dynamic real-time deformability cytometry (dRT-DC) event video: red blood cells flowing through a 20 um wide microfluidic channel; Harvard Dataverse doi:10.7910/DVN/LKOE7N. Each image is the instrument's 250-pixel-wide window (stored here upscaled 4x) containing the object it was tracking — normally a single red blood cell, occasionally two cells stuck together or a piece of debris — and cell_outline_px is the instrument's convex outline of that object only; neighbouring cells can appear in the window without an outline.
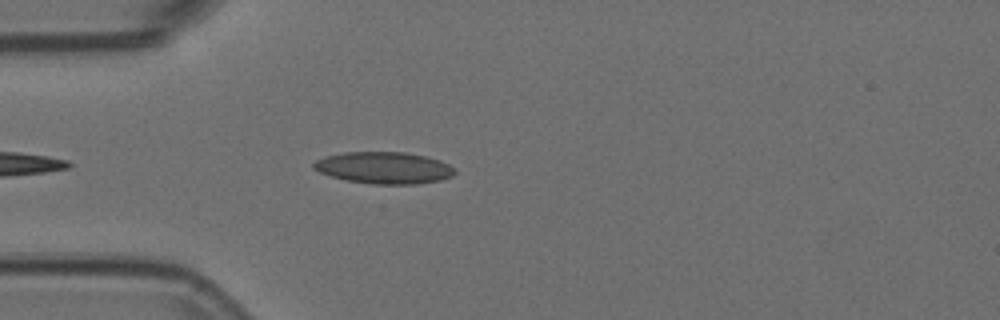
{"species": "Egyptian fruit bat (a non-hibernating species)", "species_latin": "Rousettus aegyptiacus", "temperature_condition": "room temperature", "stored_images_in_passage": 4, "camera_frame_rate_fps": 3000, "um_per_image_px": 0.085, "animal": {"sex": "female"}, "frame": {"image": 1, "passage_image": 4, "time_ms": 1.0, "image_size_px": [1000, 320], "cell_outline_px": [[456, 172], [452, 176], [440, 180], [416, 184], [372, 184], [348, 180], [332, 176], [320, 172], [312, 168], [312, 164], [316, 160], [324, 156], [344, 152], [404, 152], [428, 156], [440, 160], [456, 168]], "centroid_in_image_um": [32.66, 14.25], "position_along_channel_um": 52.3, "area_um2": 26.24}}